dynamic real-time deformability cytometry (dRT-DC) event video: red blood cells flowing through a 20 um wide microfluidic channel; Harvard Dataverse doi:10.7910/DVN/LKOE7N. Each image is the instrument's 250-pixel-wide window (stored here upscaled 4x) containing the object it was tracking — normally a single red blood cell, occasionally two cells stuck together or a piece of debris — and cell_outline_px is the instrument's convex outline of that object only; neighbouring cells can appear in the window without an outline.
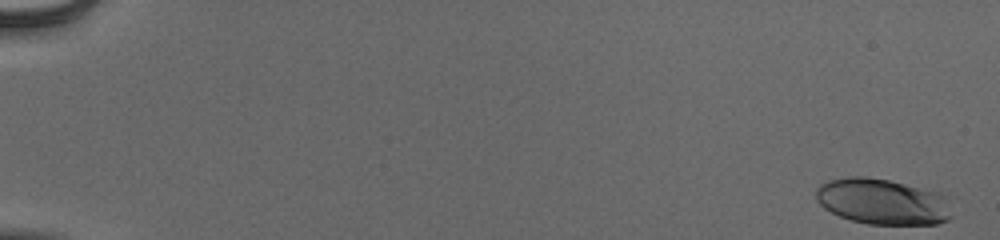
{"species": "human", "species_latin": "Homo sapiens", "temperature_condition": "cold", "stored_images_in_passage": 55, "camera_frame_rate_fps": 3000, "um_per_image_px": 0.085, "donor": {"sex": "male"}, "frame": {"image": 1, "passage_image": 1, "time_ms": 0.0, "image_size_px": [1000, 240], "cell_outline_px": [[952, 216], [948, 220], [936, 224], [868, 224], [852, 220], [840, 216], [824, 208], [816, 200], [816, 188], [820, 184], [828, 180], [848, 176], [864, 176], [888, 180], [940, 192], [944, 196]], "centroid_in_image_um": [74.98, 17.13], "position_along_channel_um": 10.0, "area_um2": 36.24}}
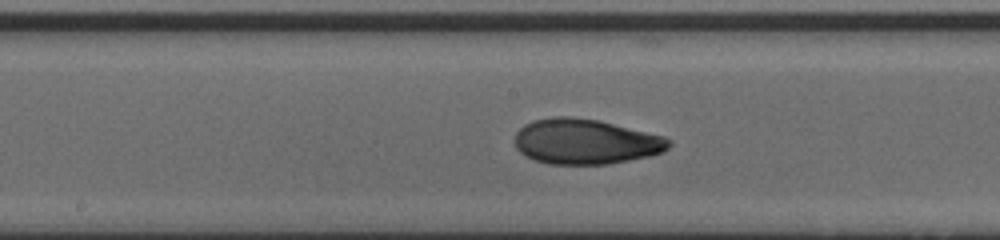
{"frame": {"image": 2, "passage_image": 31, "time_ms": 10.0, "image_size_px": [1000, 240], "cell_outline_px": [[672, 144], [664, 152], [648, 156], [608, 164], [548, 164], [524, 156], [516, 148], [516, 132], [524, 124], [532, 120], [556, 116], [572, 116], [600, 120], [664, 136], [672, 140]], "centroid_in_image_um": [49.78, 12.02], "position_along_channel_um": 198.4, "area_um2": 40.86}}
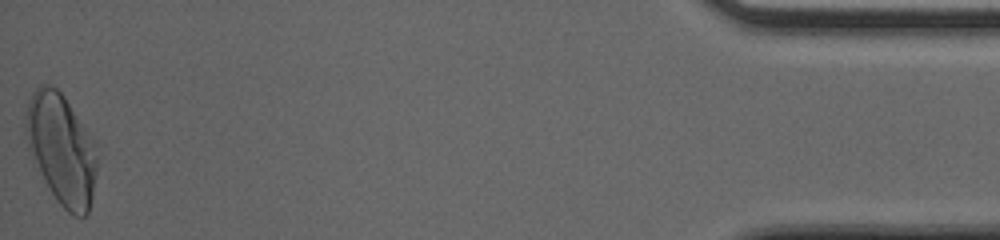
{"frame": {"image": 3, "passage_image": 55, "time_ms": 18.0, "image_size_px": [1000, 240], "cell_outline_px": [[96, 172], [92, 196], [88, 212], [84, 216], [72, 216], [56, 200], [28, 148], [24, 128], [24, 116], [28, 100], [32, 92], [40, 84], [48, 84], [56, 88], [64, 96], [92, 144], [96, 160]], "centroid_in_image_um": [5.16, 12.66], "position_along_channel_um": 430.0, "area_um2": 44.56}, "authors_computed_cell_mechanics": {"area_um2": 39.015, "velocity_mm_per_s": 3.9051, "shape_relaxation_time_tau1_ms": 5.5376, "shape_relaxation_time_tau2_ms": 1.2287, "deformation_change_tau1": 0.2115, "deformation_change_tau2": 0.0613}}